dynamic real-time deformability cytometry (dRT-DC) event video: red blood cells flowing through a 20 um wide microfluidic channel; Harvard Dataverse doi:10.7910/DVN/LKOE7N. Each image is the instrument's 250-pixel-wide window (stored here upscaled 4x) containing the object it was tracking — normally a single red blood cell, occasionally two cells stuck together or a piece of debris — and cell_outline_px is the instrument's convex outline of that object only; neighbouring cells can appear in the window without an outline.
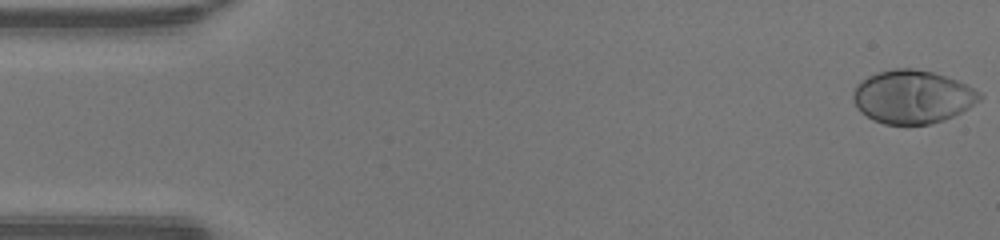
{"species": "human", "species_latin": "Homo sapiens", "temperature_condition": "warm", "stored_images_in_passage": 48, "camera_frame_rate_fps": 3000, "um_per_image_px": 0.085, "donor": {"sex": "male"}, "frame": {"image": 1, "passage_image": 1, "time_ms": 0.0, "image_size_px": [1000, 240], "cell_outline_px": [[984, 96], [980, 100], [968, 108], [944, 120], [932, 124], [884, 124], [872, 120], [860, 112], [856, 108], [852, 100], [852, 92], [856, 84], [860, 80], [876, 72], [896, 68], [912, 68], [932, 72], [956, 80], [980, 92]], "centroid_in_image_um": [77.5, 8.23], "position_along_channel_um": 7.5, "area_um2": 39.42}}
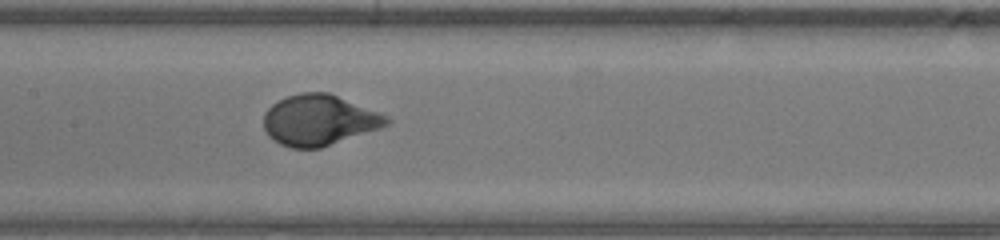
{"frame": {"image": 2, "passage_image": 23, "time_ms": 7.333, "image_size_px": [1000, 240], "cell_outline_px": [[392, 120], [388, 124], [380, 128], [320, 148], [292, 148], [280, 144], [268, 136], [264, 128], [264, 112], [272, 104], [288, 96], [300, 92], [328, 92], [388, 116]], "centroid_in_image_um": [27.11, 10.21], "position_along_channel_um": 180.3, "area_um2": 36.13}}
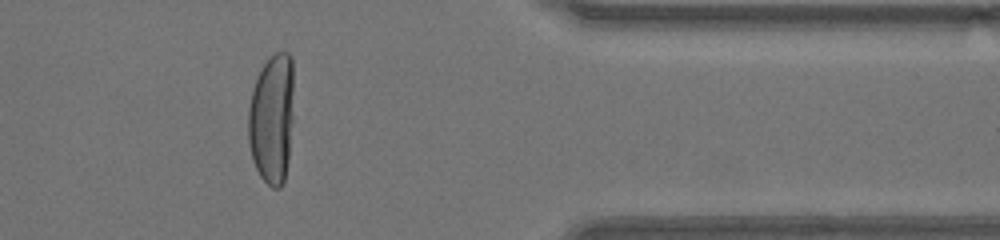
{"frame": {"image": 3, "passage_image": 39, "time_ms": 12.667, "image_size_px": [1000, 240], "cell_outline_px": [[292, 120], [288, 160], [284, 180], [280, 188], [272, 188], [260, 176], [252, 160], [248, 140], [248, 108], [252, 88], [256, 76], [264, 64], [276, 52], [288, 52], [292, 56]], "centroid_in_image_um": [23.09, 10.09], "position_along_channel_um": 388.3, "area_um2": 34.62}, "authors_computed_cell_mechanics": {"area_um2": 36.992, "velocity_mm_per_s": 4.3162, "shape_relaxation_time_tau1_ms": 2.9528, "shape_relaxation_time_tau2_ms": null, "deformation_change_tau1": 0.2335, "deformation_change_tau2": null}}